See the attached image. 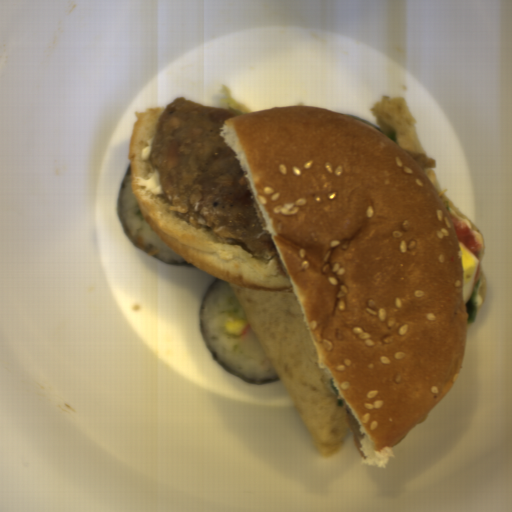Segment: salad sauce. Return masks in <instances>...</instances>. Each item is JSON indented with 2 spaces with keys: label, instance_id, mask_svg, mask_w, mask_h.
Returning <instances> with one entry per match:
<instances>
[{
  "label": "salad sauce",
  "instance_id": "11859cd6",
  "mask_svg": "<svg viewBox=\"0 0 512 512\" xmlns=\"http://www.w3.org/2000/svg\"><path fill=\"white\" fill-rule=\"evenodd\" d=\"M146 175L148 178L135 177L136 184L142 186L145 191L152 192L156 197L161 196L164 198L165 192L159 182L158 170L154 169L153 173H146Z\"/></svg>",
  "mask_w": 512,
  "mask_h": 512
},
{
  "label": "salad sauce",
  "instance_id": "1d5fafd9",
  "mask_svg": "<svg viewBox=\"0 0 512 512\" xmlns=\"http://www.w3.org/2000/svg\"><path fill=\"white\" fill-rule=\"evenodd\" d=\"M146 142H147V147L142 148V150L140 152L141 160L144 161V162H148V160H149V158L151 156L153 145H154L153 137L152 138H148L146 140Z\"/></svg>",
  "mask_w": 512,
  "mask_h": 512
}]
</instances>
